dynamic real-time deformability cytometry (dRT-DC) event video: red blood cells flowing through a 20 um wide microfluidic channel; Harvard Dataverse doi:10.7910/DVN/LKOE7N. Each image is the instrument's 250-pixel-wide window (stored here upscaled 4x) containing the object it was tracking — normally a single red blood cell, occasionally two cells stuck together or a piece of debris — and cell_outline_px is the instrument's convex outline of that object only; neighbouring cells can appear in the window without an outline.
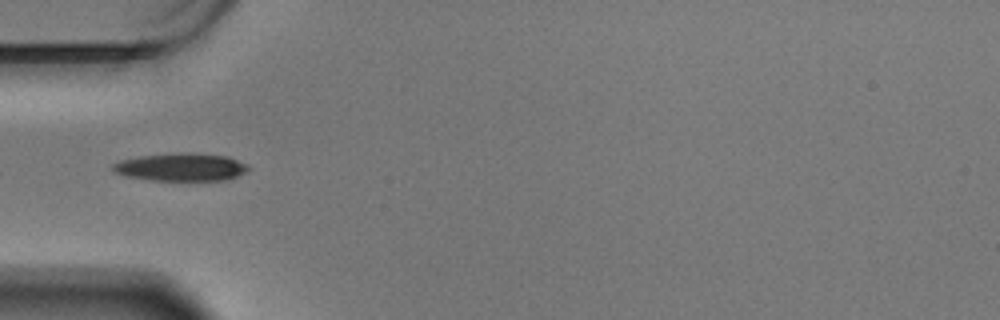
{"species": "Egyptian fruit bat (a non-hibernating species)", "species_latin": "Rousettus aegyptiacus", "temperature_condition": "warm", "stored_images_in_passage": 41, "camera_frame_rate_fps": 3000, "um_per_image_px": 0.085, "animal": {"sex": "male"}, "frame": {"image": 1, "passage_image": 1, "time_ms": 0.0, "image_size_px": [1000, 320], "cell_outline_px": [[248, 168], [244, 172], [236, 176], [224, 180], [152, 180], [124, 176], [116, 172], [112, 168], [112, 164], [120, 160], [140, 156], [180, 152], [188, 152], [228, 156], [248, 164]], "centroid_in_image_um": [15.37, 14.19], "position_along_channel_um": 69.6, "area_um2": 21.91}}
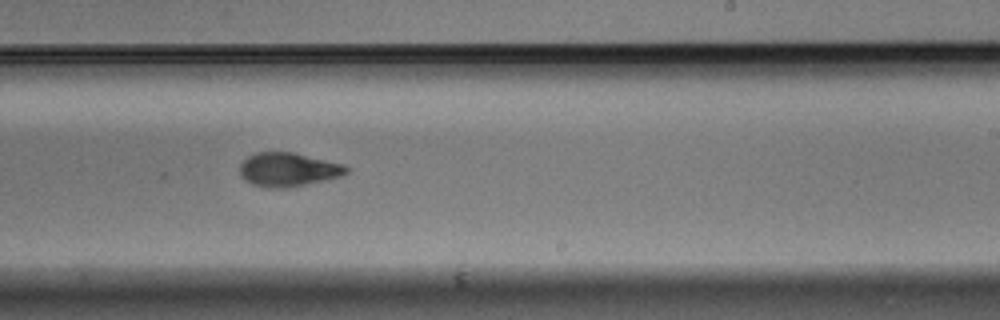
{"frame": {"image": 2, "passage_image": 18, "time_ms": 5.667, "image_size_px": [1000, 320], "cell_outline_px": [[348, 172], [340, 176], [328, 180], [284, 188], [268, 188], [252, 184], [244, 180], [240, 176], [240, 164], [248, 156], [256, 152], [292, 152], [344, 164], [348, 168]], "centroid_in_image_um": [24.48, 14.42], "position_along_channel_um": 264.5, "area_um2": 21.04}}
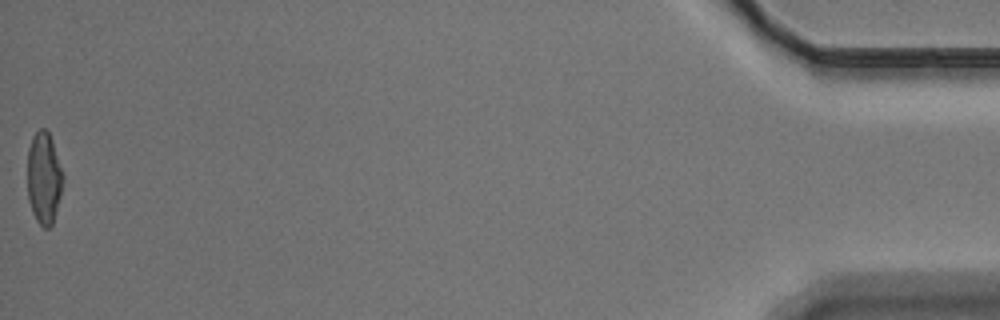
{"frame": {"image": 3, "passage_image": 41, "time_ms": 13.333, "image_size_px": [1000, 320], "cell_outline_px": [[64, 176], [60, 196], [52, 224], [48, 228], [44, 228], [36, 220], [32, 212], [28, 200], [28, 148], [32, 136], [40, 128], [44, 128], [48, 132], [52, 140]], "centroid_in_image_um": [3.72, 15.12], "position_along_channel_um": 431.5, "area_um2": 18.96}, "authors_computed_cell_mechanics": {"area_um2": 21.097, "velocity_mm_per_s": 3.4306, "shape_relaxation_time_tau1_ms": 3.3396, "shape_relaxation_time_tau2_ms": 3.2175, "deformation_change_tau1": 0.1463, "deformation_change_tau2": 0.0911}}